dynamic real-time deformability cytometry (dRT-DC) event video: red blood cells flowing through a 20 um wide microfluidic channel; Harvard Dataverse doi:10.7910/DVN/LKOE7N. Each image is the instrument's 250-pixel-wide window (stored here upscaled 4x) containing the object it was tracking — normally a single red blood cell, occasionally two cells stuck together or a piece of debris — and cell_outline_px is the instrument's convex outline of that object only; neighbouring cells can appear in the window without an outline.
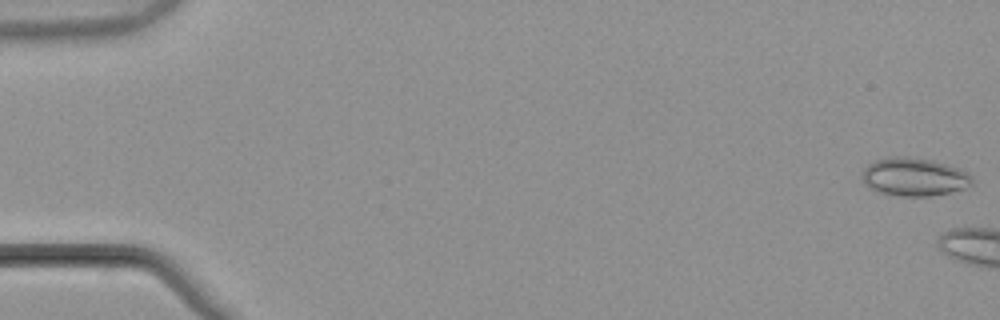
{"species": "common noctule bat (a hibernating species)", "species_latin": "Nyctalus noctula", "temperature_condition": "warm", "stored_images_in_passage": 9, "camera_frame_rate_fps": 3000, "um_per_image_px": 0.085, "animal": {"sex": "male", "body_mass_g": 21.5, "forearm_length_mm": 52.0}, "frame": {"image": 1, "passage_image": 1, "time_ms": 0.0, "image_size_px": [1000, 320], "cell_outline_px": [[972, 184], [964, 188], [932, 196], [896, 196], [876, 192], [868, 188], [864, 184], [860, 176], [860, 172], [868, 164], [876, 160], [888, 156], [908, 156], [932, 160], [960, 168], [968, 172], [972, 176]], "centroid_in_image_um": [77.64, 15.03], "position_along_channel_um": 7.4, "area_um2": 24.97}}